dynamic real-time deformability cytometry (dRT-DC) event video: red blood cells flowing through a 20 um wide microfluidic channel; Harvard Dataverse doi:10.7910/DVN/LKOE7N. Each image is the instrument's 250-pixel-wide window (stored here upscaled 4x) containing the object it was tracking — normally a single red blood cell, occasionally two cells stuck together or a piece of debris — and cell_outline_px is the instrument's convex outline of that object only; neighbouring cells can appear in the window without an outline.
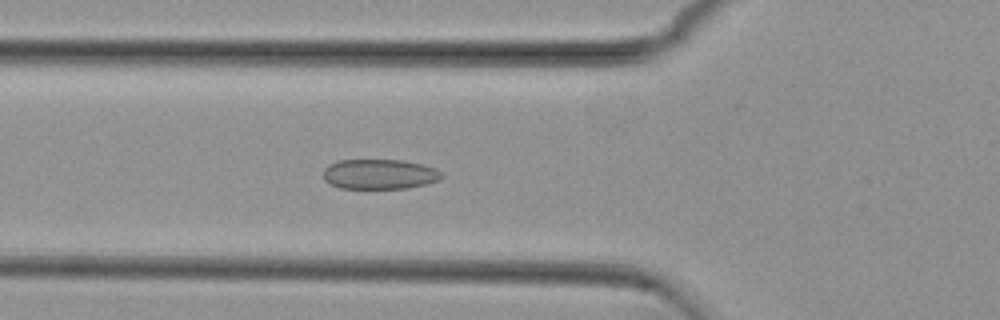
{"species": "common noctule bat (a hibernating species)", "species_latin": "Nyctalus noctula", "temperature_condition": "cold", "stored_images_in_passage": 49, "camera_frame_rate_fps": 3000, "um_per_image_px": 0.085, "animal": {"sex": "female", "body_mass_g": 29.2, "forearm_length_mm": 56.3}, "frame": {"image": 1, "passage_image": 14, "time_ms": 4.333, "image_size_px": [1000, 320], "cell_outline_px": [[444, 176], [440, 180], [428, 184], [408, 188], [340, 188], [324, 180], [324, 168], [328, 164], [340, 160], [404, 160], [436, 168]], "centroid_in_image_um": [32.28, 14.8], "position_along_channel_um": 93.5, "area_um2": 20.75}}
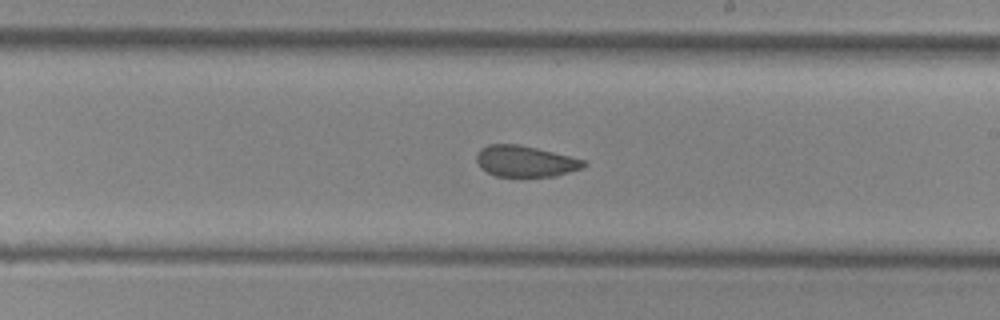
{"frame": {"image": 2, "passage_image": 26, "time_ms": 8.333, "image_size_px": [1000, 320], "cell_outline_px": [[588, 164], [584, 168], [556, 176], [496, 176], [480, 168], [476, 160], [476, 152], [480, 148], [488, 144], [520, 144], [584, 160]], "centroid_in_image_um": [44.63, 13.7], "position_along_channel_um": 244.4, "area_um2": 19.48}}
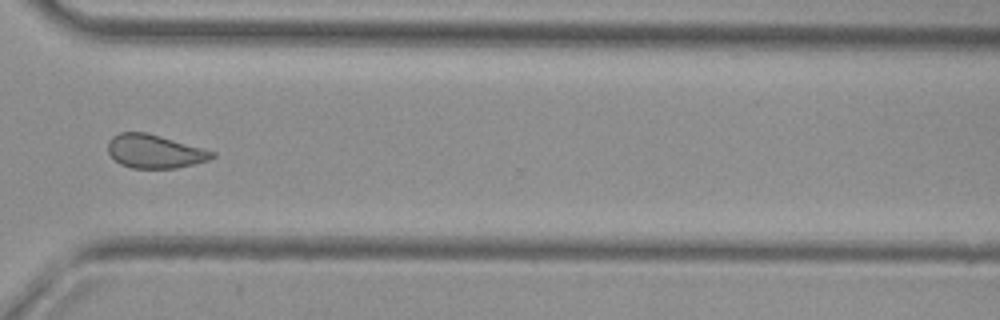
{"frame": {"image": 3, "passage_image": 35, "time_ms": 11.333, "image_size_px": [1000, 320], "cell_outline_px": [[216, 156], [208, 160], [176, 168], [132, 168], [120, 164], [108, 152], [108, 140], [112, 136], [120, 132], [148, 132], [216, 152]], "centroid_in_image_um": [13.14, 12.85], "position_along_channel_um": 357.5, "area_um2": 20.35}, "authors_computed_cell_mechanics": {"area_um2": 21.0392, "velocity_mm_per_s": 3.7554, "shape_relaxation_time_tau1_ms": null, "shape_relaxation_time_tau2_ms": 1.9435, "deformation_change_tau1": null, "deformation_change_tau2": 0.062}}